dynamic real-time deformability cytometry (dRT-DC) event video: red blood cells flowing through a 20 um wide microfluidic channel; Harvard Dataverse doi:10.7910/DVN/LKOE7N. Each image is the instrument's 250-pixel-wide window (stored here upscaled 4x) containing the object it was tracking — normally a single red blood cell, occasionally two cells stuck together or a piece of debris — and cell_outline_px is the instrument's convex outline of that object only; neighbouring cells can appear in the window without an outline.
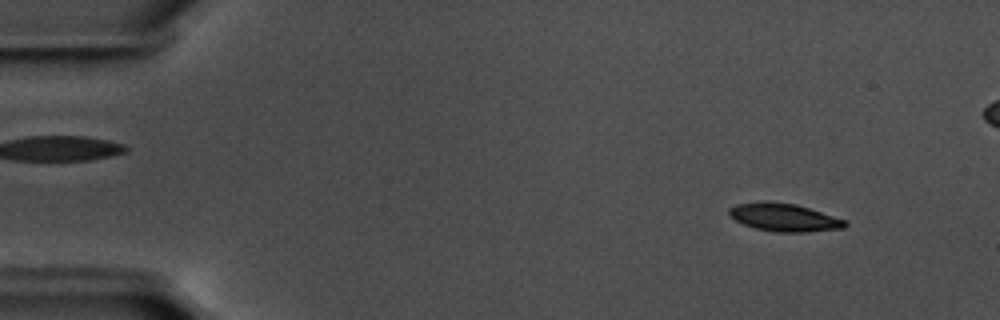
{"species": "common noctule bat (a hibernating species)", "species_latin": "Nyctalus noctula", "temperature_condition": "warm", "stored_images_in_passage": 58, "segment_of_instrument_passage": [1, 2], "camera_frame_rate_fps": 3000, "um_per_image_px": 0.085, "animal": {"sex": "male", "body_mass_g": 17.5, "forearm_length_mm": 52.3}, "frame": {"image": 1, "passage_image": 6, "time_ms": 1.667, "image_size_px": [1000, 320], "cell_outline_px": [[848, 224], [844, 228], [804, 232], [776, 232], [756, 228], [744, 224], [728, 216], [728, 208], [736, 204], [764, 200], [796, 204], [844, 220]], "centroid_in_image_um": [66.58, 18.46], "position_along_channel_um": 18.4, "area_um2": 18.79}}
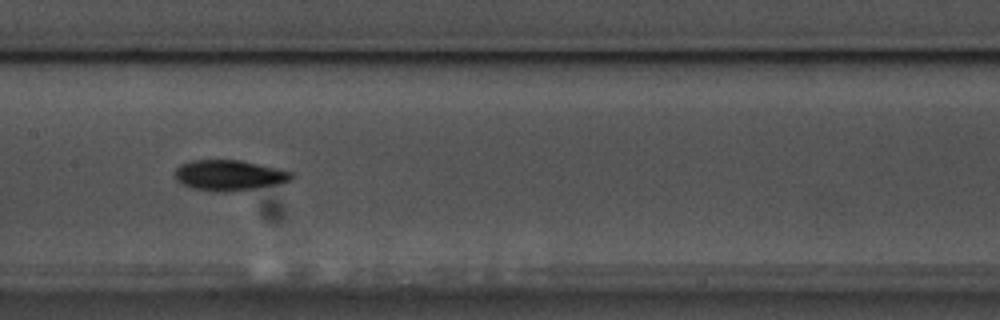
{"frame": {"image": 2, "passage_image": 29, "time_ms": 9.333, "image_size_px": [1000, 320], "cell_outline_px": [[292, 180], [280, 184], [228, 192], [216, 192], [192, 188], [176, 180], [176, 168], [180, 164], [192, 160], [240, 160], [276, 168], [292, 172]], "centroid_in_image_um": [19.48, 14.9], "position_along_channel_um": 187.9, "area_um2": 20.63}}
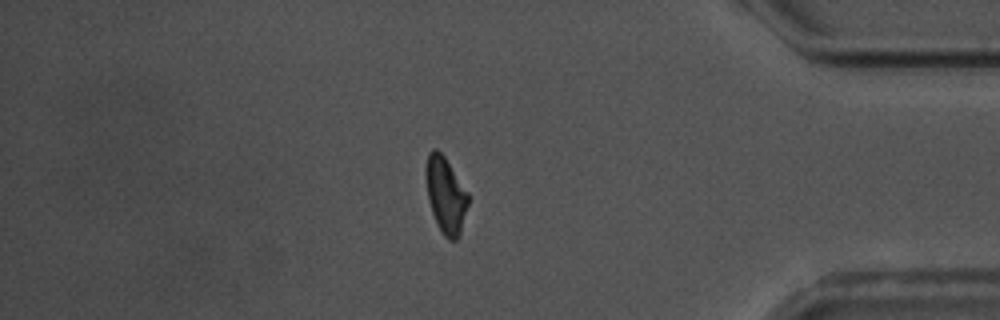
{"frame": {"image": 3, "passage_image": 49, "time_ms": 16.0, "image_size_px": [1000, 320], "cell_outline_px": [[468, 204], [460, 236], [456, 240], [448, 240], [440, 232], [432, 212], [428, 200], [424, 176], [424, 168], [428, 152], [432, 148], [436, 148], [444, 156], [468, 192]], "centroid_in_image_um": [37.85, 16.57], "position_along_channel_um": 397.3, "area_um2": 19.13}}